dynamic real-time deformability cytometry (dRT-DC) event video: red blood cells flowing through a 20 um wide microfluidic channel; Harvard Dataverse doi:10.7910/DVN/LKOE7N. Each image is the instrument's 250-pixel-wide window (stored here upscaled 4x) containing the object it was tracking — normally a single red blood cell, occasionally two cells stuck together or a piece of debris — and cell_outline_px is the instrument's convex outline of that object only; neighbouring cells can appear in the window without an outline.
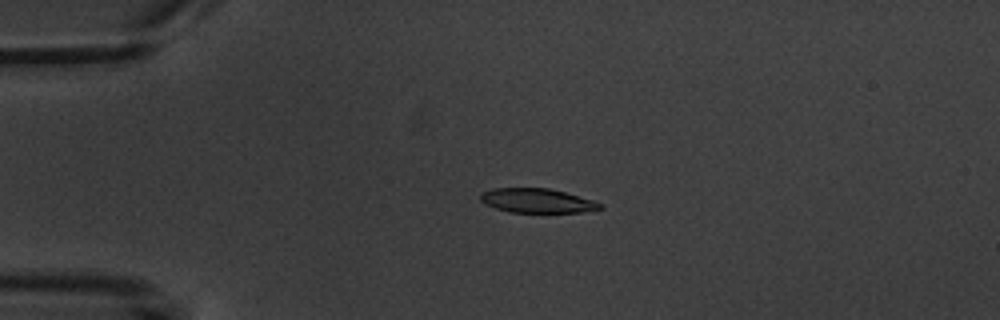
{"species": "common noctule bat (a hibernating species)", "species_latin": "Nyctalus noctula", "temperature_condition": "warm", "stored_images_in_passage": 5, "camera_frame_rate_fps": 3000, "um_per_image_px": 0.085, "animal": {"sex": "male", "body_mass_g": 20.1, "forearm_length_mm": 53.5}, "frame": {"image": 1, "passage_image": 4, "time_ms": 3.667, "image_size_px": [1000, 320], "cell_outline_px": [[604, 208], [580, 212], [508, 212], [496, 208], [480, 200], [480, 196], [484, 192], [492, 188], [548, 188], [564, 192], [592, 200], [604, 204]], "centroid_in_image_um": [45.67, 17.06], "position_along_channel_um": 39.3, "area_um2": 16.7}}